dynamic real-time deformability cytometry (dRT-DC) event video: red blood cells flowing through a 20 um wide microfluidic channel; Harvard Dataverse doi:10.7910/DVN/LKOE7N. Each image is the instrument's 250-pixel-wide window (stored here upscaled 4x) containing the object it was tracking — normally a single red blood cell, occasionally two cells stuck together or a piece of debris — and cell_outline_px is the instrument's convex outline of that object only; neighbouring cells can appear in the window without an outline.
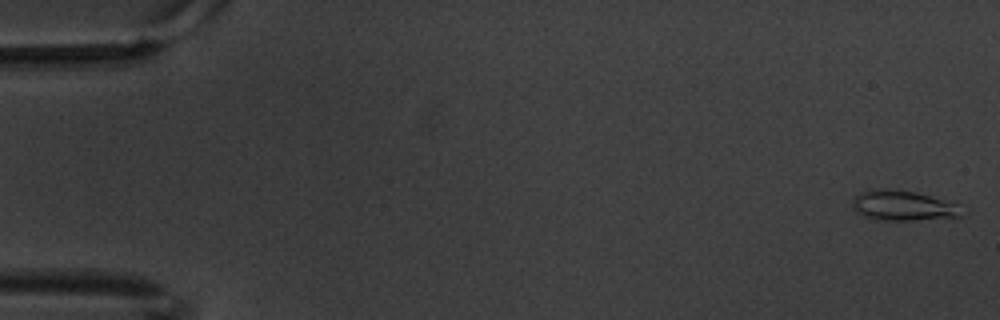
{"species": "common noctule bat (a hibernating species)", "species_latin": "Nyctalus noctula", "temperature_condition": "warm", "stored_images_in_passage": 6, "camera_frame_rate_fps": 3000, "um_per_image_px": 0.085, "animal": {"sex": "male", "body_mass_g": 20.1, "forearm_length_mm": 53.5}, "frame": {"image": 1, "passage_image": 1, "time_ms": 0.0, "image_size_px": [1000, 320], "cell_outline_px": [[968, 212], [960, 216], [912, 220], [876, 220], [864, 216], [856, 212], [852, 208], [852, 200], [860, 192], [868, 188], [892, 188], [916, 192], [956, 204]], "centroid_in_image_um": [76.7, 17.46], "position_along_channel_um": 8.3, "area_um2": 19.42}}
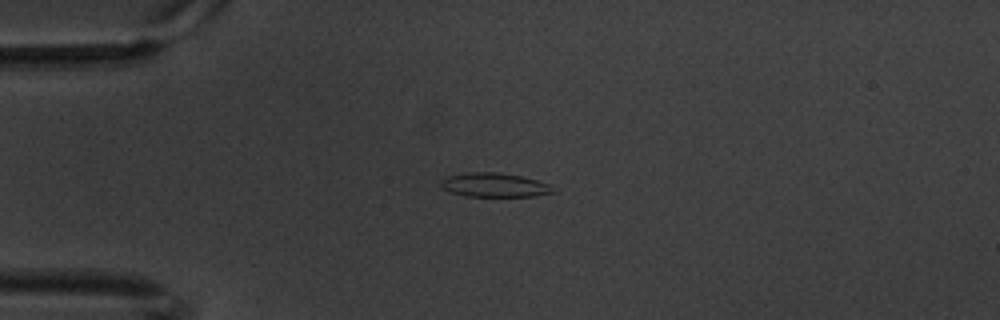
{"frame": {"image": 2, "passage_image": 5, "time_ms": 1.333, "image_size_px": [1000, 320], "cell_outline_px": [[556, 192], [532, 196], [464, 196], [452, 192], [444, 188], [440, 184], [440, 180], [444, 176], [468, 172], [500, 172], [520, 176], [536, 180], [548, 184]], "centroid_in_image_um": [41.98, 15.71], "position_along_channel_um": 43.0, "area_um2": 15.66}}